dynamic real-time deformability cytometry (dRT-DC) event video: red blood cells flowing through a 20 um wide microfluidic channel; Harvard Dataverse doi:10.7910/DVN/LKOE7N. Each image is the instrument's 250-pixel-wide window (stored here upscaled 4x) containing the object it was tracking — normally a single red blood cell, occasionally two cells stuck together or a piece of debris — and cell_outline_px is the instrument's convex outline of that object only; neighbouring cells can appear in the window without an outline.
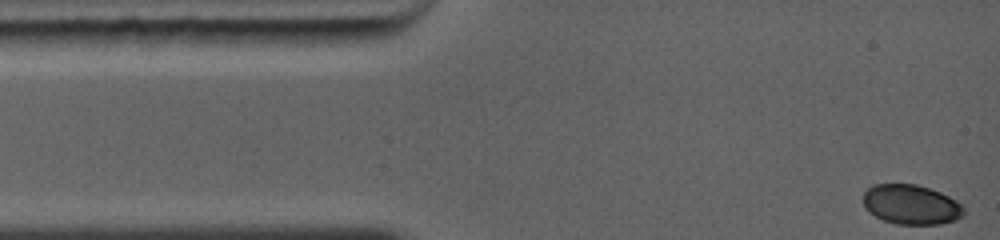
{"species": "common noctule bat (a hibernating species)", "species_latin": "Nyctalus noctula", "temperature_condition": "warm", "stored_images_in_passage": 6, "camera_frame_rate_fps": 5000, "um_per_image_px": 0.085, "animal": {"sex": "female", "body_mass_g": 19.0, "forearm_length_mm": 56.7}, "frame": {"image": 1, "passage_image": 1, "time_ms": 0.0, "image_size_px": [1000, 240], "cell_outline_px": [[964, 216], [956, 220], [940, 224], [896, 224], [884, 220], [868, 212], [864, 208], [864, 192], [872, 184], [916, 184], [940, 192], [956, 200], [964, 208]], "centroid_in_image_um": [77.44, 17.39], "position_along_channel_um": 7.6, "area_um2": 23.35}}
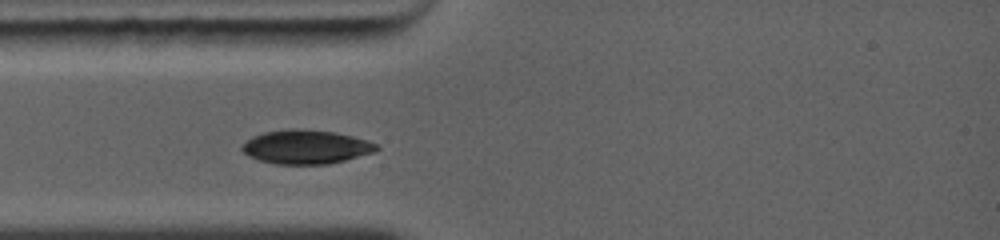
{"frame": {"image": 2, "passage_image": 5, "time_ms": 2.8, "image_size_px": [1000, 240], "cell_outline_px": [[380, 148], [376, 152], [328, 164], [276, 164], [256, 160], [248, 156], [240, 148], [252, 136], [264, 132], [288, 128], [300, 128], [336, 132], [368, 140], [376, 144]], "centroid_in_image_um": [26.01, 12.48], "position_along_channel_um": 59.0, "area_um2": 26.82}}